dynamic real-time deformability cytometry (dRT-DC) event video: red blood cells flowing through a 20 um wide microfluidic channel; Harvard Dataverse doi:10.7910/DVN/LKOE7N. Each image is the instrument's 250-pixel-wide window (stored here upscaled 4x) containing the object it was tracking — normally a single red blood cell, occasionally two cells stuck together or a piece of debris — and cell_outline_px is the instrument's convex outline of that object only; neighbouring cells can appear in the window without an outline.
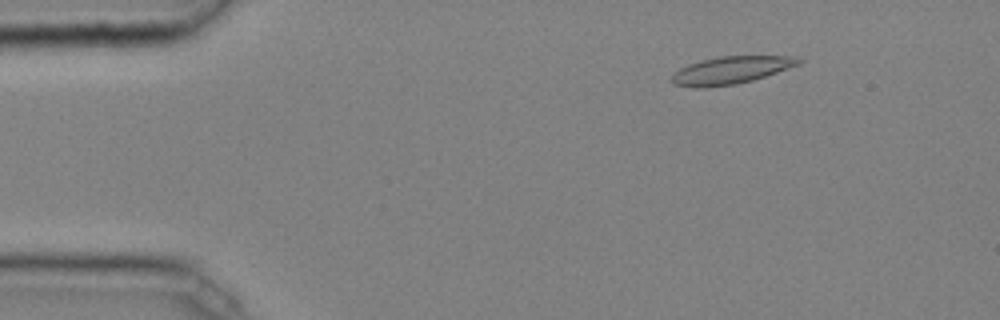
{"species": "common noctule bat (a hibernating species)", "species_latin": "Nyctalus noctula", "temperature_condition": "cold", "stored_images_in_passage": 41, "camera_frame_rate_fps": 3000, "um_per_image_px": 0.085, "animal": {"sex": "male", "body_mass_g": 20.4}, "frame": {"image": 1, "passage_image": 5, "time_ms": 1.333, "image_size_px": [1000, 320], "cell_outline_px": [[804, 60], [800, 64], [752, 80], [736, 84], [704, 88], [696, 88], [672, 84], [672, 76], [680, 68], [688, 64], [700, 60], [720, 56], [796, 56]], "centroid_in_image_um": [62.12, 5.96], "position_along_channel_um": 22.9, "area_um2": 20.29}}
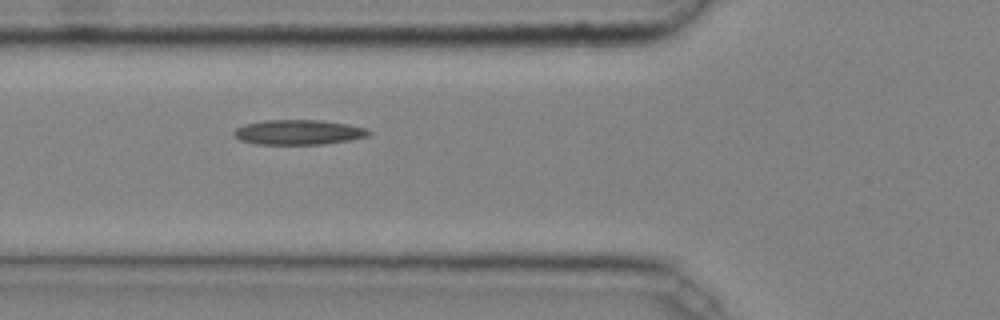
{"frame": {"image": 2, "passage_image": 16, "time_ms": 5.0, "image_size_px": [1000, 320], "cell_outline_px": [[372, 132], [368, 136], [348, 140], [324, 144], [256, 144], [240, 140], [232, 132], [236, 128], [244, 124], [264, 120], [320, 120], [348, 124], [364, 128]], "centroid_in_image_um": [25.35, 11.23], "position_along_channel_um": 100.5, "area_um2": 19.48}}
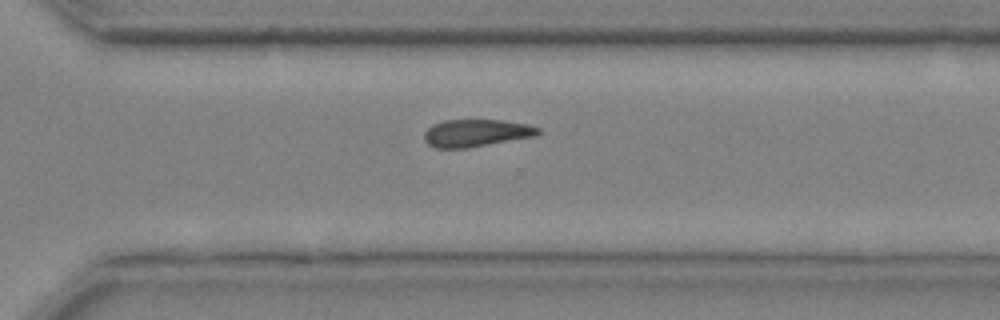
{"frame": {"image": 3, "passage_image": 33, "time_ms": 10.667, "image_size_px": [1000, 320], "cell_outline_px": [[540, 132], [536, 136], [468, 148], [436, 148], [428, 144], [424, 140], [424, 132], [432, 124], [444, 120], [500, 120], [528, 124], [540, 128]], "centroid_in_image_um": [40.47, 11.31], "position_along_channel_um": 330.1, "area_um2": 18.26}}